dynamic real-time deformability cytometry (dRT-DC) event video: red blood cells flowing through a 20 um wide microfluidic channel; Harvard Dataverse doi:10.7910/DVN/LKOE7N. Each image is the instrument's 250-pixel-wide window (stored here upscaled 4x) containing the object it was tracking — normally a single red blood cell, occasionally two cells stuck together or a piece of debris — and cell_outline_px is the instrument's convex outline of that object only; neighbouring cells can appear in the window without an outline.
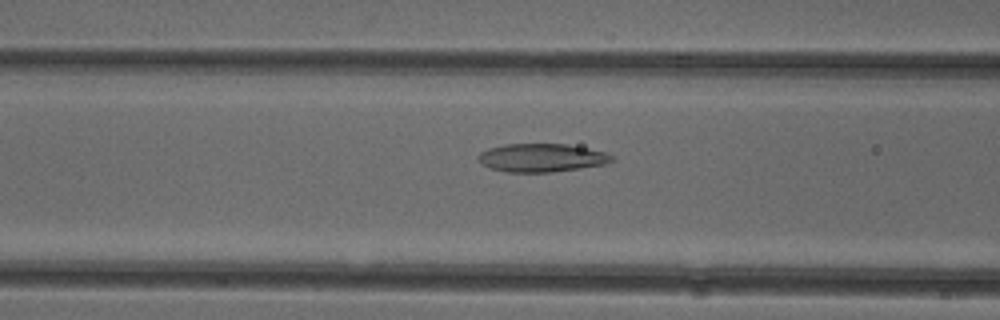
{"species": "common noctule bat (a hibernating species)", "species_latin": "Nyctalus noctula", "temperature_condition": "cold", "stored_images_in_passage": 51, "camera_frame_rate_fps": 3000, "um_per_image_px": 0.085, "animal": {"sex": "female"}, "frame": {"image": 1, "passage_image": 20, "time_ms": 6.333, "image_size_px": [1000, 320], "cell_outline_px": [[616, 160], [604, 164], [580, 168], [552, 172], [508, 172], [488, 168], [480, 164], [476, 156], [480, 152], [488, 148], [504, 144], [568, 144], [588, 148], [604, 152], [612, 156]], "centroid_in_image_um": [45.99, 13.41], "position_along_channel_um": 120.6, "area_um2": 22.2}}
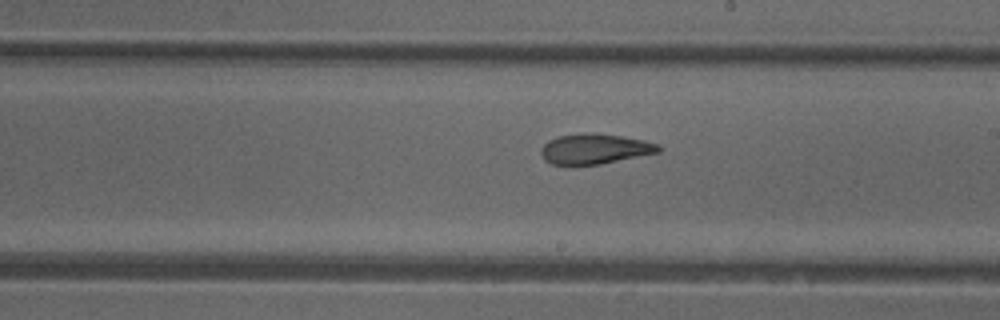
{"frame": {"image": 2, "passage_image": 29, "time_ms": 9.333, "image_size_px": [1000, 320], "cell_outline_px": [[664, 148], [660, 152], [600, 164], [552, 164], [544, 160], [540, 152], [540, 148], [548, 140], [560, 136], [588, 132], [624, 136], [644, 140], [660, 144]], "centroid_in_image_um": [50.59, 12.64], "position_along_channel_um": 238.4, "area_um2": 20.75}}
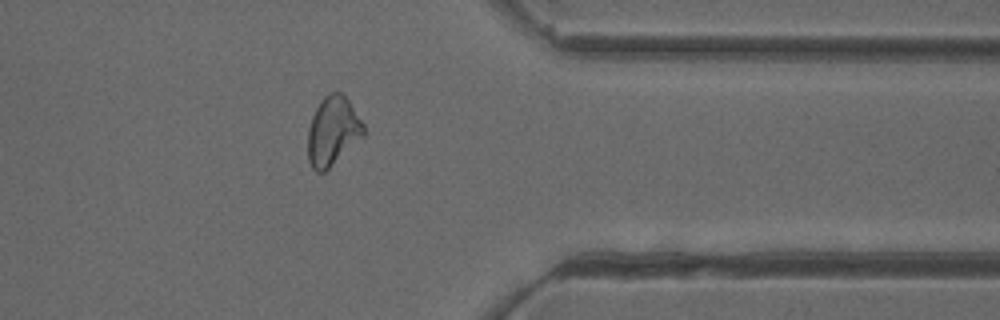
{"frame": {"image": 3, "passage_image": 41, "time_ms": 13.333, "image_size_px": [1000, 320], "cell_outline_px": [[364, 136], [324, 172], [316, 172], [312, 168], [308, 160], [308, 128], [312, 116], [320, 100], [324, 96], [332, 92], [340, 92], [348, 100], [364, 124]], "centroid_in_image_um": [28.27, 11.15], "position_along_channel_um": 383.1, "area_um2": 22.25}, "authors_computed_cell_mechanics": {"area_um2": 22.3686, "velocity_mm_per_s": 3.9263, "shape_relaxation_time_tau1_ms": 8.1998, "shape_relaxation_time_tau2_ms": 3.8119, "deformation_change_tau1": 0.1984, "deformation_change_tau2": 0.1111}}